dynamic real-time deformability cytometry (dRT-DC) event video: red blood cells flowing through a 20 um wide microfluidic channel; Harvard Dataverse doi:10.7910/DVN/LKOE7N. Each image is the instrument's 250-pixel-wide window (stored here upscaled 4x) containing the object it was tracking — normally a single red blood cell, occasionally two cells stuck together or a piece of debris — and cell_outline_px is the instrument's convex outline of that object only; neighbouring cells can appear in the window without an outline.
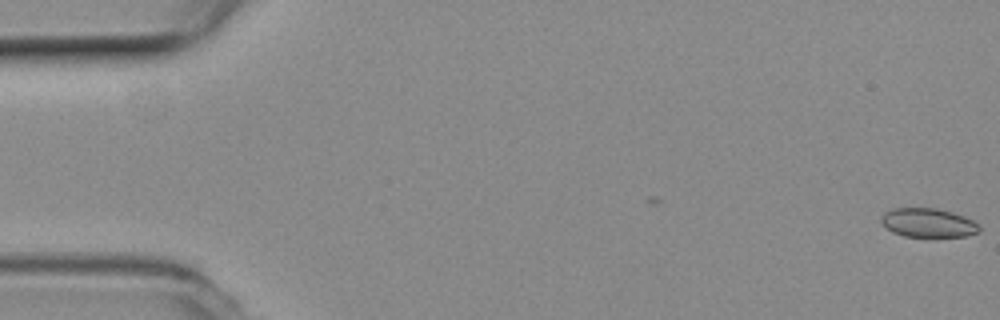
{"species": "common noctule bat (a hibernating species)", "species_latin": "Nyctalus noctula", "temperature_condition": "room temperature", "stored_images_in_passage": 17, "camera_frame_rate_fps": 3000, "um_per_image_px": 0.085, "animal": {"sex": "female", "body_mass_g": 19.3, "forearm_length_mm": 54.1}, "frame": {"image": 1, "passage_image": 1, "time_ms": 0.0, "image_size_px": [1000, 320], "cell_outline_px": [[980, 232], [968, 236], [904, 236], [892, 232], [880, 220], [880, 216], [884, 212], [892, 208], [936, 208], [952, 212], [964, 216], [980, 224]], "centroid_in_image_um": [78.91, 18.93], "position_along_channel_um": 6.1, "area_um2": 16.59}}
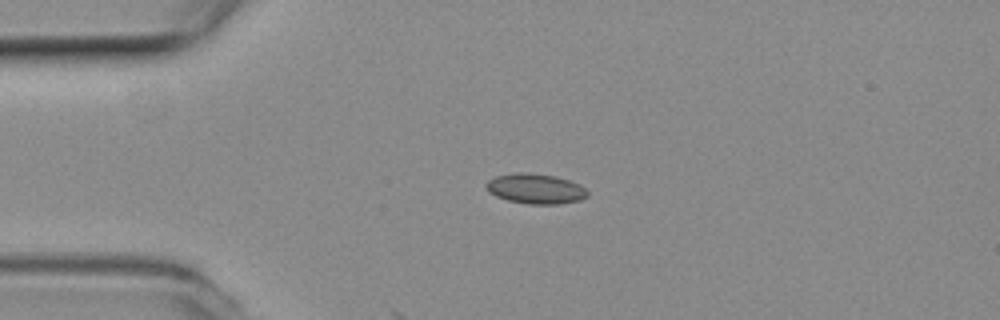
{"frame": {"image": 2, "passage_image": 13, "time_ms": 4.0, "image_size_px": [1000, 320], "cell_outline_px": [[588, 196], [580, 200], [556, 204], [528, 204], [508, 200], [496, 196], [488, 192], [484, 184], [488, 180], [496, 176], [516, 172], [528, 172], [556, 176], [580, 184], [588, 192]], "centroid_in_image_um": [45.5, 16.03], "position_along_channel_um": 39.5, "area_um2": 17.86}}